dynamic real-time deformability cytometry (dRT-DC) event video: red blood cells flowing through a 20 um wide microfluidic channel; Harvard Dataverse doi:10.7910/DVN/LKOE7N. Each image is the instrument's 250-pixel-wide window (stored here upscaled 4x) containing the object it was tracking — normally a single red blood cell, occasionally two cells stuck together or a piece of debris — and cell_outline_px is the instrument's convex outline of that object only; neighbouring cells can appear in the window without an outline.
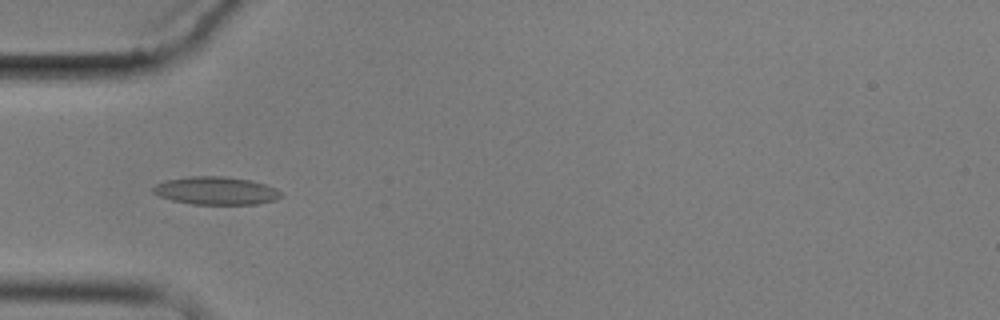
{"species": "common noctule bat (a hibernating species)", "species_latin": "Nyctalus noctula", "temperature_condition": "cold", "stored_images_in_passage": 7, "camera_frame_rate_fps": 3000, "um_per_image_px": 0.085, "animal": {"sex": "male", "body_mass_g": 17.9}, "frame": {"image": 1, "passage_image": 6, "time_ms": 7.333, "image_size_px": [1000, 320], "cell_outline_px": [[280, 196], [276, 200], [260, 204], [192, 204], [172, 200], [160, 196], [152, 192], [152, 188], [156, 184], [164, 180], [188, 176], [224, 176], [252, 180], [276, 188], [280, 192]], "centroid_in_image_um": [18.34, 16.2], "position_along_channel_um": 66.7, "area_um2": 20.92}}